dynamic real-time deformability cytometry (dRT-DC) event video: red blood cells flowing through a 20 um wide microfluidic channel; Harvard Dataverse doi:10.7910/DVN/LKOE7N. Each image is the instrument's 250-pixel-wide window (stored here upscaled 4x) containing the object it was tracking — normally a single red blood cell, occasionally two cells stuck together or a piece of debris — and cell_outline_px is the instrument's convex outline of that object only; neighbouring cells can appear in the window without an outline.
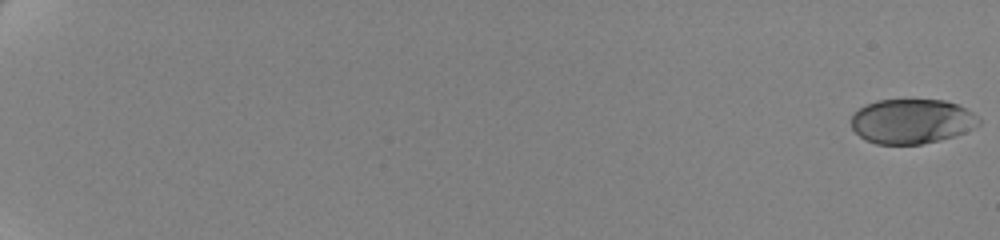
{"species": "human", "species_latin": "Homo sapiens", "temperature_condition": "cold", "stored_images_in_passage": 62, "camera_frame_rate_fps": 3000, "um_per_image_px": 0.085, "donor": {"sex": "female"}, "frame": {"image": 1, "passage_image": 1, "time_ms": 0.0, "image_size_px": [1000, 240], "cell_outline_px": [[980, 124], [956, 136], [940, 140], [920, 144], [876, 144], [860, 136], [852, 128], [852, 116], [860, 108], [876, 100], [944, 100], [956, 104], [972, 112], [980, 120]], "centroid_in_image_um": [77.51, 10.31], "position_along_channel_um": 7.5, "area_um2": 32.95}}
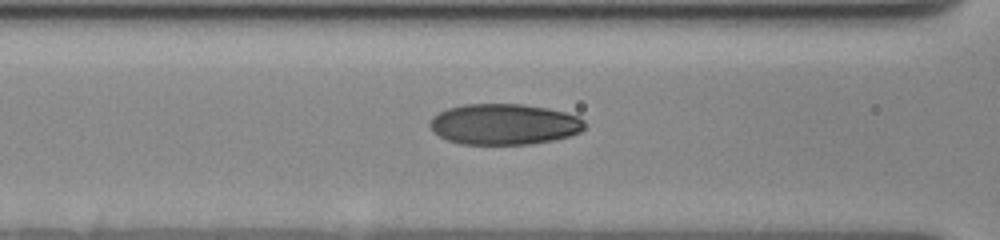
{"frame": {"image": 2, "passage_image": 31, "time_ms": 10.0, "image_size_px": [1000, 240], "cell_outline_px": [[584, 128], [580, 132], [568, 136], [552, 140], [532, 144], [460, 144], [448, 140], [432, 132], [428, 124], [432, 116], [448, 108], [464, 104], [520, 104], [548, 108], [580, 116], [584, 120]], "centroid_in_image_um": [42.83, 10.56], "position_along_channel_um": 123.8, "area_um2": 36.99}}
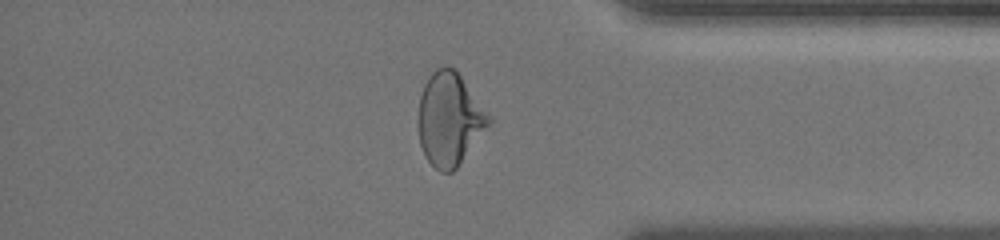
{"frame": {"image": 3, "passage_image": 55, "time_ms": 18.0, "image_size_px": [1000, 240], "cell_outline_px": [[492, 120], [456, 168], [452, 172], [440, 172], [428, 160], [420, 144], [416, 124], [416, 120], [420, 96], [424, 84], [432, 72], [436, 68], [452, 68], [460, 76]], "centroid_in_image_um": [38.14, 10.15], "position_along_channel_um": 397.1, "area_um2": 37.4}, "authors_computed_cell_mechanics": {"area_um2": 35.8649, "velocity_mm_per_s": 3.5025, "shape_relaxation_time_tau1_ms": 4.6244, "shape_relaxation_time_tau2_ms": 1.18, "deformation_change_tau1": 0.1734, "deformation_change_tau2": 0.0591}}